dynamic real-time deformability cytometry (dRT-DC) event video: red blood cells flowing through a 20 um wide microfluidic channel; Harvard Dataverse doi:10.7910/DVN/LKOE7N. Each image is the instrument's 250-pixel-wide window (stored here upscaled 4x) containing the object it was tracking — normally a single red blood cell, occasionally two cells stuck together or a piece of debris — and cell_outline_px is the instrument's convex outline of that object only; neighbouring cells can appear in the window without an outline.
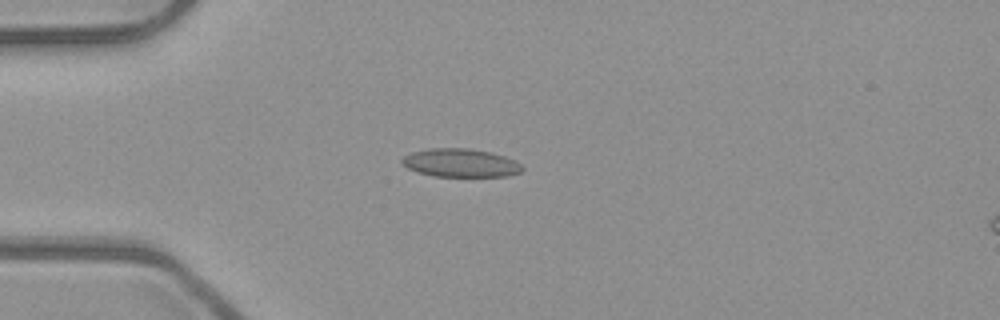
{"species": "common noctule bat (a hibernating species)", "species_latin": "Nyctalus noctula", "temperature_condition": "room temperature", "stored_images_in_passage": 53, "camera_frame_rate_fps": 3000, "um_per_image_px": 0.085, "animal": {"sex": "male", "body_mass_g": 23.1, "forearm_length_mm": 52.7}, "frame": {"image": 1, "passage_image": 15, "time_ms": 4.667, "image_size_px": [1000, 320], "cell_outline_px": [[524, 168], [520, 172], [508, 176], [432, 176], [416, 172], [408, 168], [400, 160], [404, 156], [412, 152], [428, 148], [468, 148], [492, 152], [516, 160]], "centroid_in_image_um": [39.15, 13.84], "position_along_channel_um": 45.9, "area_um2": 19.94}}
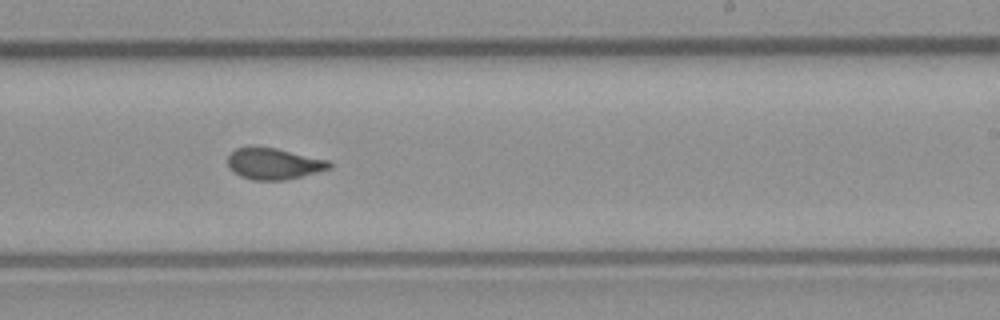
{"frame": {"image": 2, "passage_image": 33, "time_ms": 10.667, "image_size_px": [1000, 320], "cell_outline_px": [[332, 168], [284, 180], [252, 180], [240, 176], [232, 172], [228, 168], [228, 156], [236, 148], [276, 148], [328, 160], [332, 164]], "centroid_in_image_um": [23.26, 13.93], "position_along_channel_um": 265.7, "area_um2": 18.26}}
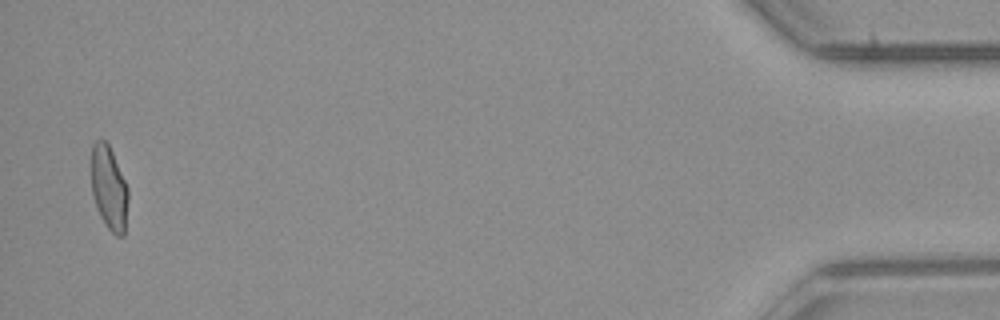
{"frame": {"image": 3, "passage_image": 52, "time_ms": 17.0, "image_size_px": [1000, 320], "cell_outline_px": [[128, 200], [124, 236], [116, 236], [108, 228], [100, 216], [96, 208], [92, 196], [92, 144], [96, 140], [104, 140], [108, 144], [112, 152], [128, 188]], "centroid_in_image_um": [9.26, 16.01], "position_along_channel_um": 425.9, "area_um2": 17.92}, "authors_computed_cell_mechanics": {"area_um2": 18.8428, "velocity_mm_per_s": 3.9742, "shape_relaxation_time_tau1_ms": null, "shape_relaxation_time_tau2_ms": 0.9442, "deformation_change_tau1": null, "deformation_change_tau2": 0.0561}}